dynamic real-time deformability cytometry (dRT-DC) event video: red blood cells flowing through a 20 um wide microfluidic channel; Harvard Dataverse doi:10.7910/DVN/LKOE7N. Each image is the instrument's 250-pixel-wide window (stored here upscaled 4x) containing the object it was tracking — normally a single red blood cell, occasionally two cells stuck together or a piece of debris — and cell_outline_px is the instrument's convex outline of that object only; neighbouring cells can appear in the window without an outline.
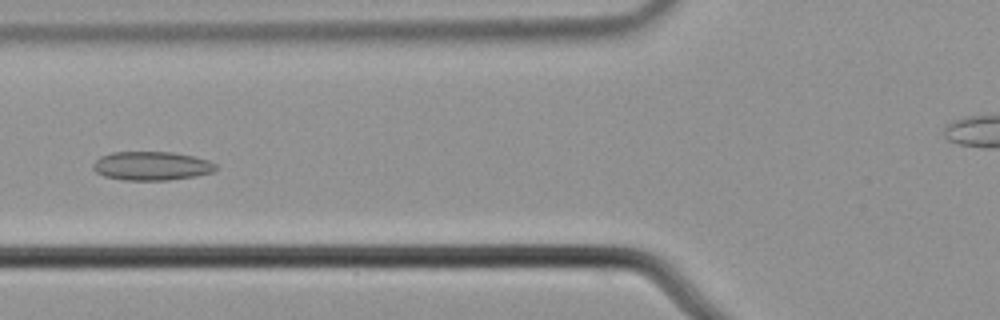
{"species": "common noctule bat (a hibernating species)", "species_latin": "Nyctalus noctula", "temperature_condition": "cold", "stored_images_in_passage": 8, "camera_frame_rate_fps": 3000, "um_per_image_px": 0.085, "animal": {"sex": "male", "body_mass_g": 21.5, "forearm_length_mm": 52.0}, "frame": {"image": 1, "passage_image": 6, "time_ms": 1.667, "image_size_px": [1000, 320], "cell_outline_px": [[216, 168], [212, 172], [196, 176], [168, 180], [124, 180], [104, 176], [96, 172], [92, 168], [92, 164], [100, 156], [112, 152], [172, 152], [192, 156], [208, 160], [216, 164]], "centroid_in_image_um": [12.86, 14.1], "position_along_channel_um": 112.9, "area_um2": 20.58}}
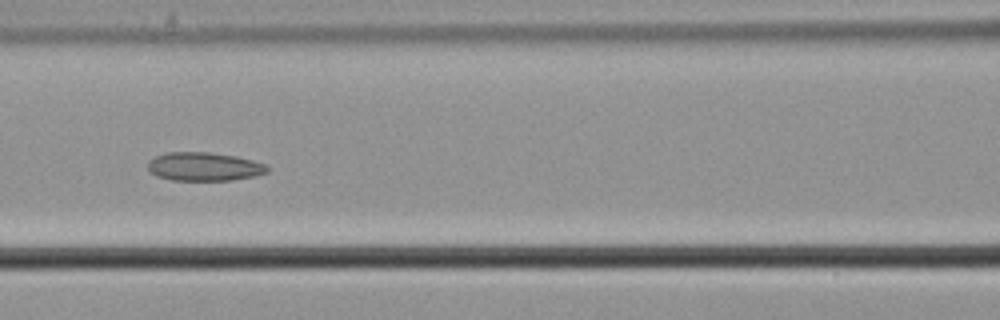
{"frame": {"image": 2, "passage_image": 7, "time_ms": 2.0, "image_size_px": [1000, 320], "cell_outline_px": [[268, 172], [256, 176], [232, 180], [172, 180], [156, 176], [148, 172], [148, 160], [156, 156], [168, 152], [208, 152], [236, 156], [268, 164]], "centroid_in_image_um": [17.35, 14.16], "position_along_channel_um": 149.3, "area_um2": 20.06}}
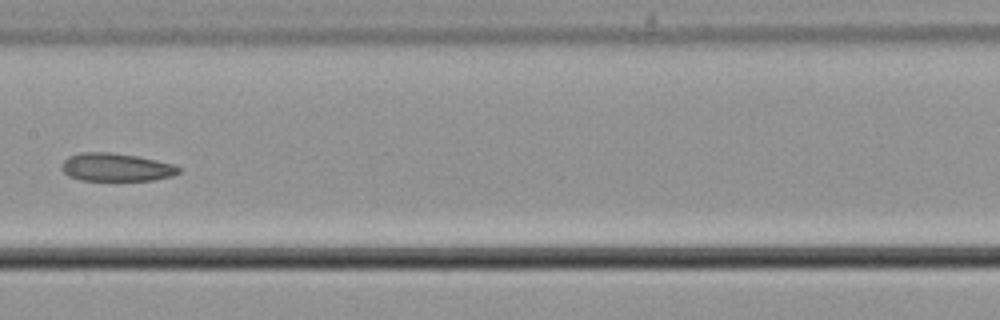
{"frame": {"image": 3, "passage_image": 8, "time_ms": 2.333, "image_size_px": [1000, 320], "cell_outline_px": [[180, 172], [172, 176], [152, 180], [80, 180], [68, 176], [64, 172], [64, 160], [68, 156], [80, 152], [108, 152], [136, 156], [156, 160], [172, 164], [180, 168]], "centroid_in_image_um": [9.87, 14.21], "position_along_channel_um": 197.5, "area_um2": 18.9}}